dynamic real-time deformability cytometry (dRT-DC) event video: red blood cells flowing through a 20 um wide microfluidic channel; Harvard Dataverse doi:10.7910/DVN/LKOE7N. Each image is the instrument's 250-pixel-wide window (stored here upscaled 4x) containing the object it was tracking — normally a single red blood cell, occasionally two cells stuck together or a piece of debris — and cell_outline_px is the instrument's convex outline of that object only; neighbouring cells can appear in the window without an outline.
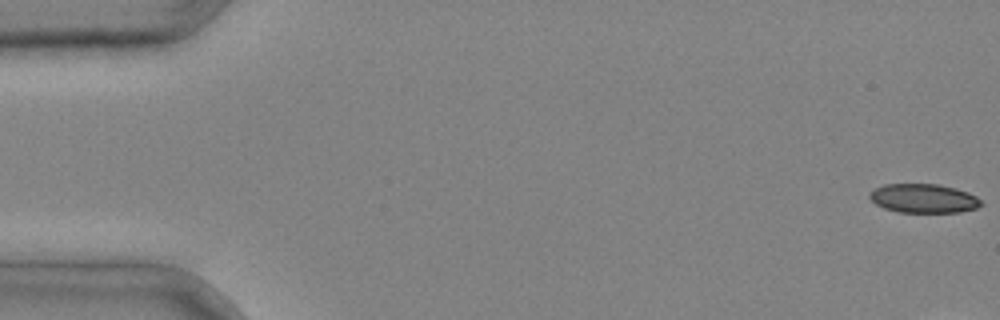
{"species": "common noctule bat (a hibernating species)", "species_latin": "Nyctalus noctula", "temperature_condition": "cold", "stored_images_in_passage": 3, "segment_of_instrument_passage": [2, 2], "camera_frame_rate_fps": 3000, "um_per_image_px": 0.085, "animal": {"sex": "male", "body_mass_g": 20.4}, "frame": {"image": 1, "passage_image": 3, "time_ms": 0.667, "image_size_px": [1000, 320], "cell_outline_px": [[984, 204], [976, 208], [960, 212], [900, 212], [884, 208], [876, 204], [868, 196], [868, 192], [884, 184], [940, 184], [956, 188], [968, 192], [976, 196]], "centroid_in_image_um": [78.51, 16.86], "position_along_channel_um": 6.5, "area_um2": 18.9}}